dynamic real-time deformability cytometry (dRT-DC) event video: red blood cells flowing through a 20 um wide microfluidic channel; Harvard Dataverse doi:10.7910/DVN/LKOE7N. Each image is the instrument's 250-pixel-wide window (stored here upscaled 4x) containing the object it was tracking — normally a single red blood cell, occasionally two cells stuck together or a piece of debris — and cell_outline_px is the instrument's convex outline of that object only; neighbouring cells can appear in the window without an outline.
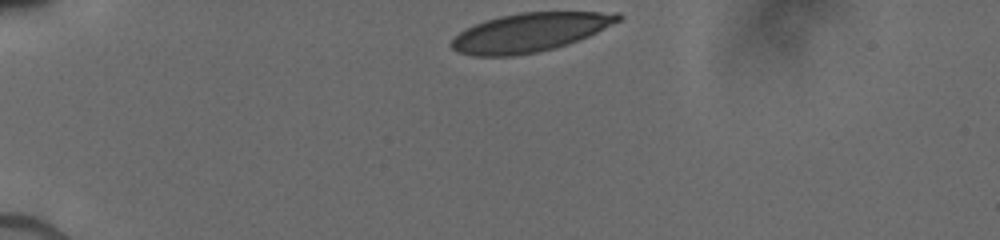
{"species": "human", "species_latin": "Homo sapiens", "temperature_condition": "cold", "stored_images_in_passage": 21, "camera_frame_rate_fps": 3000, "um_per_image_px": 0.085, "donor": {"sex": "male"}, "frame": {"image": 1, "passage_image": 1, "time_ms": 0.0, "image_size_px": [1000, 240], "cell_outline_px": [[624, 16], [620, 20], [588, 36], [568, 44], [556, 48], [536, 52], [512, 56], [472, 56], [456, 52], [448, 44], [464, 28], [484, 20], [500, 16], [520, 12], [620, 12]], "centroid_in_image_um": [45.0, 2.75], "position_along_channel_um": 40.0, "area_um2": 37.74}}
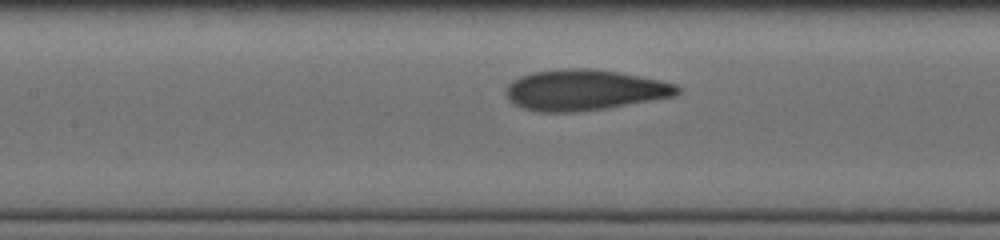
{"frame": {"image": 2, "passage_image": 12, "time_ms": 4.333, "image_size_px": [1000, 240], "cell_outline_px": [[680, 92], [676, 96], [608, 108], [576, 112], [540, 112], [524, 108], [508, 100], [504, 92], [508, 84], [512, 80], [520, 76], [532, 72], [556, 68], [580, 68], [616, 72], [660, 80], [676, 84], [680, 88]], "centroid_in_image_um": [49.65, 7.65], "position_along_channel_um": 157.7, "area_um2": 40.81}}
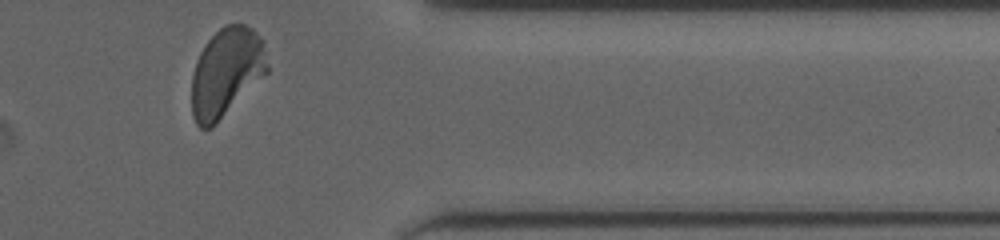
{"frame": {"image": 3, "passage_image": 21, "time_ms": 10.333, "image_size_px": [1000, 240], "cell_outline_px": [[268, 72], [212, 128], [200, 128], [196, 124], [192, 116], [192, 76], [196, 60], [204, 44], [224, 24], [244, 24], [252, 28], [264, 40], [268, 64]], "centroid_in_image_um": [19.24, 6.13], "position_along_channel_um": 392.2, "area_um2": 39.36}}